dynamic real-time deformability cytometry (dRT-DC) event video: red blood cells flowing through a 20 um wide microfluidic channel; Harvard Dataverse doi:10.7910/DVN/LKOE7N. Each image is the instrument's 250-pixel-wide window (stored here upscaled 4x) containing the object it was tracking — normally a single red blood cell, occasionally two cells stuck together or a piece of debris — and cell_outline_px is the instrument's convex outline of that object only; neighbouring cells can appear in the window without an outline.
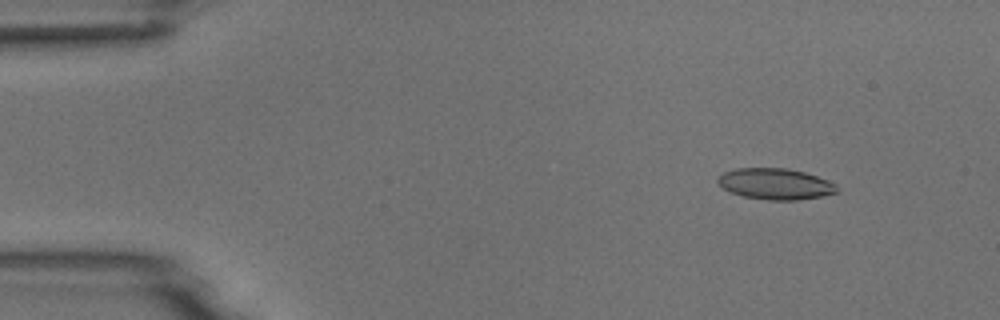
{"species": "common noctule bat (a hibernating species)", "species_latin": "Nyctalus noctula", "temperature_condition": "room temperature", "stored_images_in_passage": 4, "camera_frame_rate_fps": 3000, "um_per_image_px": 0.085, "animal": {"sex": "male", "body_mass_g": 18.8}, "frame": {"image": 1, "passage_image": 2, "time_ms": 1.0, "image_size_px": [1000, 320], "cell_outline_px": [[840, 192], [820, 196], [796, 200], [768, 200], [744, 196], [732, 192], [724, 188], [716, 180], [724, 172], [736, 168], [784, 168], [804, 172], [828, 180], [836, 184]], "centroid_in_image_um": [65.94, 15.63], "position_along_channel_um": 19.1, "area_um2": 21.39}}
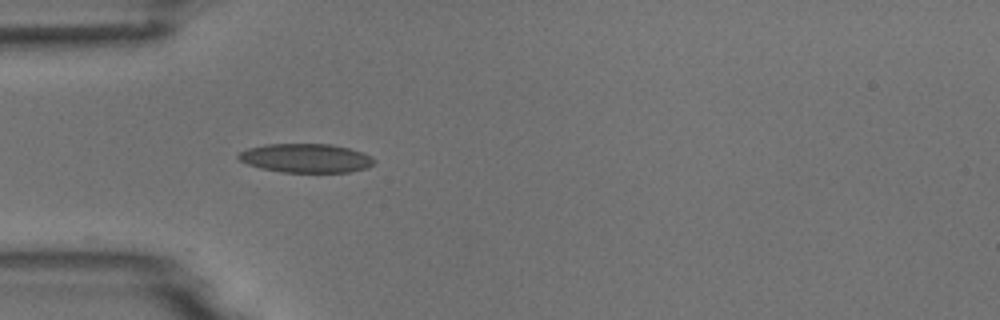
{"frame": {"image": 2, "passage_image": 4, "time_ms": 4.333, "image_size_px": [1000, 320], "cell_outline_px": [[376, 160], [368, 168], [348, 172], [280, 172], [260, 168], [248, 164], [240, 160], [236, 156], [240, 152], [248, 148], [268, 144], [328, 144], [348, 148], [372, 156]], "centroid_in_image_um": [26.0, 13.45], "position_along_channel_um": 59.0, "area_um2": 22.77}}